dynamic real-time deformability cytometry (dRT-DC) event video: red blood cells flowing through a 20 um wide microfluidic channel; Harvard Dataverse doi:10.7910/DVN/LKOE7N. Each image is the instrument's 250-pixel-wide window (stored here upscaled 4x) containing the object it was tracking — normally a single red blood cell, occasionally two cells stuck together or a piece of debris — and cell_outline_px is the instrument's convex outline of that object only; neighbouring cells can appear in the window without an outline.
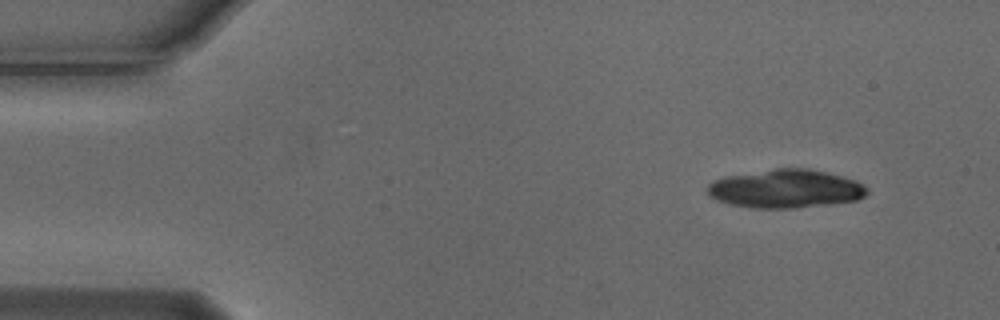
{"species": "Egyptian fruit bat (a non-hibernating species)", "species_latin": "Rousettus aegyptiacus", "temperature_condition": "cold", "stored_images_in_passage": 5, "camera_frame_rate_fps": 3000, "um_per_image_px": 0.085, "animal": {"sex": "male"}, "frame": {"image": 1, "passage_image": 1, "time_ms": 0.0, "image_size_px": [1000, 320], "cell_outline_px": [[868, 192], [864, 196], [856, 200], [828, 204], [792, 208], [752, 208], [732, 204], [716, 200], [708, 196], [708, 184], [712, 180], [724, 176], [776, 168], [808, 168], [844, 176], [856, 180], [864, 184], [868, 188]], "centroid_in_image_um": [66.77, 16.03], "position_along_channel_um": 18.2, "area_um2": 35.95}}